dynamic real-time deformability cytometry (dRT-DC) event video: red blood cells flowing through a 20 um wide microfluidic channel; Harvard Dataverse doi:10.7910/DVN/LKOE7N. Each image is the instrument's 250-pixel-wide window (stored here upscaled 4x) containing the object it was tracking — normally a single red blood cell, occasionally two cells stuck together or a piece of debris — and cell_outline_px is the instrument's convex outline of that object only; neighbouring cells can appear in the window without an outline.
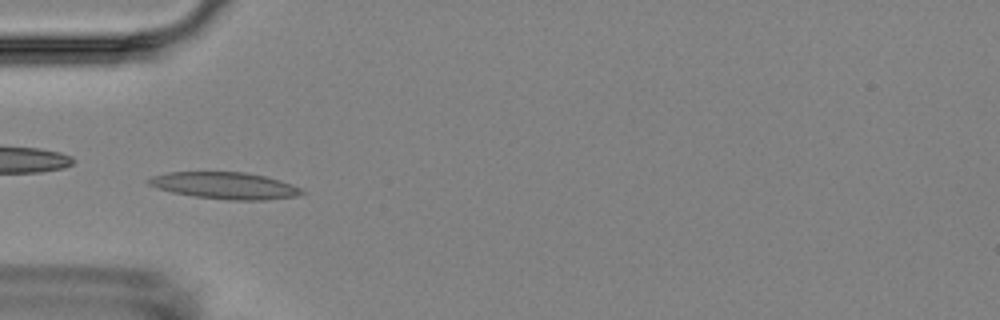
{"species": "Egyptian fruit bat (a non-hibernating species)", "species_latin": "Rousettus aegyptiacus", "temperature_condition": "room temperature", "stored_images_in_passage": 10, "camera_frame_rate_fps": 3000, "um_per_image_px": 0.085, "animal": {"sex": "female"}, "frame": {"image": 1, "passage_image": 5, "time_ms": 5.333, "image_size_px": [1000, 320], "cell_outline_px": [[308, 192], [296, 196], [264, 200], [228, 200], [192, 196], [172, 192], [156, 188], [148, 184], [144, 180], [152, 176], [168, 172], [244, 172], [264, 176], [280, 180], [292, 184]], "centroid_in_image_um": [19.1, 15.78], "position_along_channel_um": 65.9, "area_um2": 24.04}}
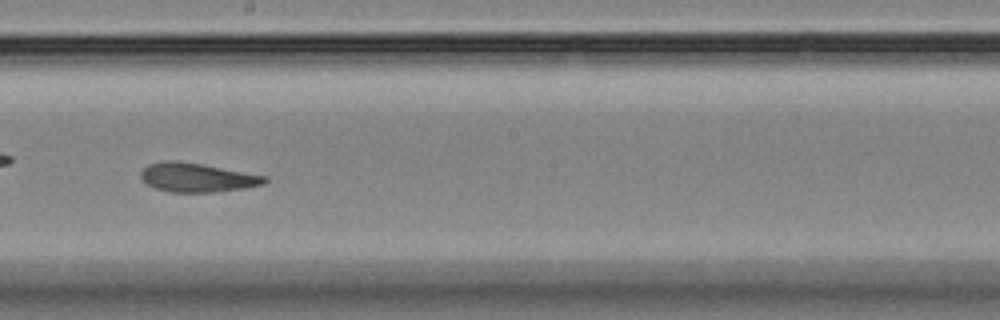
{"frame": {"image": 2, "passage_image": 9, "time_ms": 10.0, "image_size_px": [1000, 320], "cell_outline_px": [[268, 180], [264, 184], [248, 188], [212, 192], [168, 192], [156, 188], [148, 184], [140, 176], [140, 172], [148, 164], [160, 160], [172, 160], [200, 164], [268, 176]], "centroid_in_image_um": [16.76, 15.09], "position_along_channel_um": 231.4, "area_um2": 20.92}}
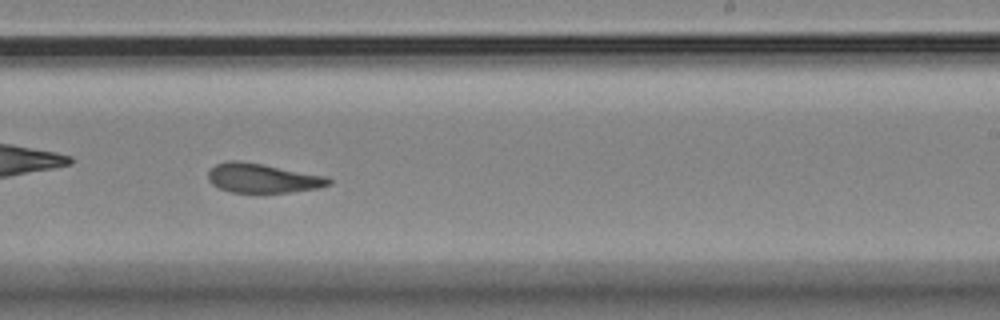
{"frame": {"image": 3, "passage_image": 10, "time_ms": 11.0, "image_size_px": [1000, 320], "cell_outline_px": [[332, 184], [320, 188], [292, 192], [256, 196], [228, 192], [212, 184], [208, 180], [208, 172], [216, 164], [228, 160], [236, 160], [260, 164], [328, 176], [332, 180]], "centroid_in_image_um": [22.34, 15.2], "position_along_channel_um": 266.7, "area_um2": 21.5}}